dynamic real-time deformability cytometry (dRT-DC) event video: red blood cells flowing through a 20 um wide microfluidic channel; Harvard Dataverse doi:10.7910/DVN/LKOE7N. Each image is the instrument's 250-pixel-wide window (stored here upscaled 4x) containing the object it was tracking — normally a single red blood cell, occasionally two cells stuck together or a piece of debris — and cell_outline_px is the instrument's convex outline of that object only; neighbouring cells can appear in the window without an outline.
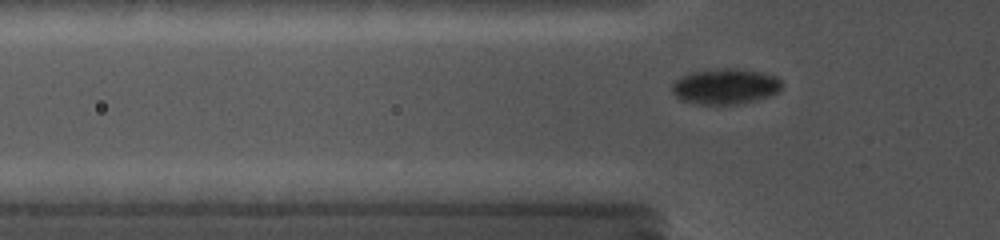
{"species": "common noctule bat (a hibernating species)", "species_latin": "Nyctalus noctula", "temperature_condition": "cold", "stored_images_in_passage": 51, "camera_frame_rate_fps": 5000, "um_per_image_px": 0.085, "animal": {"sex": "female", "body_mass_g": 19.0, "forearm_length_mm": 56.7}, "frame": {"image": 1, "passage_image": 10, "time_ms": 2.0, "image_size_px": [1000, 240], "cell_outline_px": [[780, 92], [772, 96], [744, 104], [700, 104], [680, 100], [672, 92], [672, 84], [680, 76], [688, 72], [708, 68], [740, 68], [760, 72], [776, 76], [780, 80]], "centroid_in_image_um": [61.64, 7.33], "position_along_channel_um": 64.2, "area_um2": 23.35}}
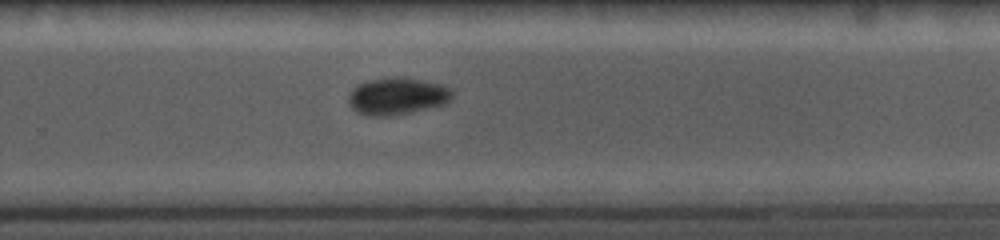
{"frame": {"image": 2, "passage_image": 30, "time_ms": 8.2, "image_size_px": [1000, 240], "cell_outline_px": [[452, 96], [444, 104], [408, 112], [388, 116], [368, 116], [356, 112], [348, 104], [348, 92], [360, 84], [372, 80], [420, 80], [444, 84], [452, 88]], "centroid_in_image_um": [33.74, 8.22], "position_along_channel_um": 296.1, "area_um2": 21.56}}
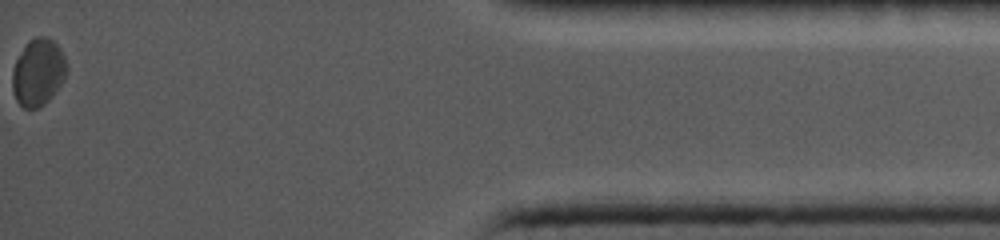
{"frame": {"image": 3, "passage_image": 51, "time_ms": 13.2, "image_size_px": [1000, 240], "cell_outline_px": [[68, 72], [64, 80], [52, 96], [44, 104], [36, 108], [24, 108], [16, 100], [12, 92], [12, 72], [16, 60], [28, 40], [36, 36], [48, 36], [60, 48], [68, 64]], "centroid_in_image_um": [3.26, 6.13], "position_along_channel_um": 431.9, "area_um2": 21.44}}